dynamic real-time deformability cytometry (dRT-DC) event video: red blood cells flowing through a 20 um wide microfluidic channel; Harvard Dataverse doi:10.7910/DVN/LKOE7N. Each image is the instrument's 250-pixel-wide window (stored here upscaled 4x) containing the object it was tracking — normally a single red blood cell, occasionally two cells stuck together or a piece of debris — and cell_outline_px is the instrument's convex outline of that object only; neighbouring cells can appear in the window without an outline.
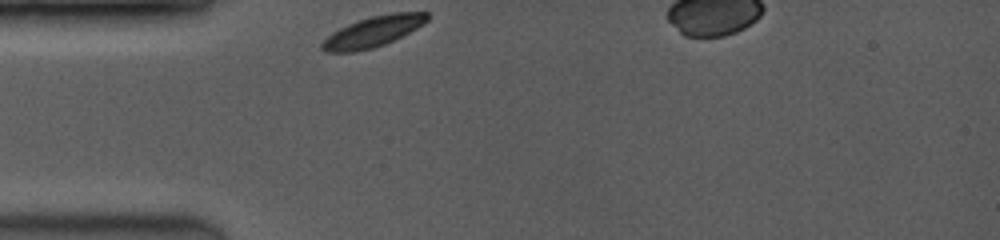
{"species": "common noctule bat (a hibernating species)", "species_latin": "Nyctalus noctula", "temperature_condition": "room temperature", "stored_images_in_passage": 23, "camera_frame_rate_fps": 3500, "um_per_image_px": 0.085, "animal": {"sex": "female", "body_mass_g": 19.0, "forearm_length_mm": 53.3}, "frame": {"image": 1, "passage_image": 1, "time_ms": 0.0, "image_size_px": [1000, 240], "cell_outline_px": [[428, 20], [416, 28], [384, 44], [372, 48], [356, 52], [324, 52], [320, 48], [320, 44], [332, 32], [348, 24], [372, 16], [392, 12], [428, 12]], "centroid_in_image_um": [31.67, 2.69], "position_along_channel_um": 53.3, "area_um2": 18.5}}
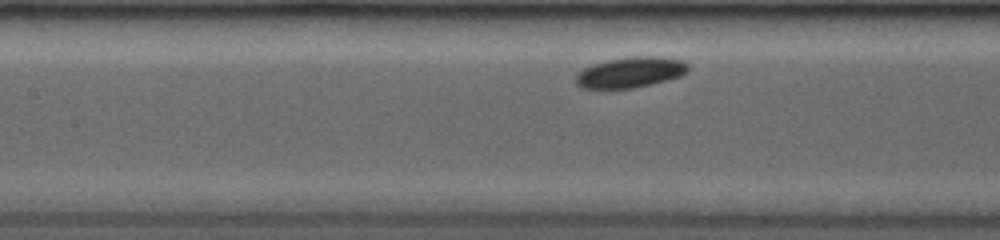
{"frame": {"image": 2, "passage_image": 16, "time_ms": 2.857, "image_size_px": [1000, 240], "cell_outline_px": [[688, 72], [680, 76], [668, 80], [632, 88], [580, 88], [576, 84], [576, 72], [592, 64], [608, 60], [628, 56], [656, 56], [680, 60], [688, 64]], "centroid_in_image_um": [53.56, 6.14], "position_along_channel_um": 153.8, "area_um2": 20.06}}
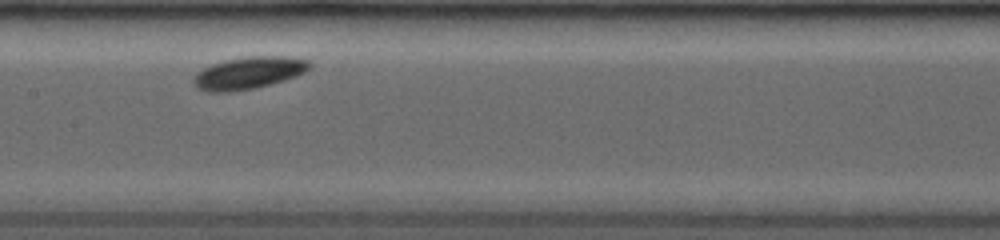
{"frame": {"image": 3, "passage_image": 22, "time_ms": 3.714, "image_size_px": [1000, 240], "cell_outline_px": [[312, 64], [304, 72], [296, 76], [284, 80], [252, 88], [228, 92], [208, 92], [196, 88], [192, 84], [192, 80], [196, 72], [212, 64], [224, 60], [248, 56], [284, 56], [308, 60]], "centroid_in_image_um": [21.08, 6.19], "position_along_channel_um": 186.3, "area_um2": 21.68}}